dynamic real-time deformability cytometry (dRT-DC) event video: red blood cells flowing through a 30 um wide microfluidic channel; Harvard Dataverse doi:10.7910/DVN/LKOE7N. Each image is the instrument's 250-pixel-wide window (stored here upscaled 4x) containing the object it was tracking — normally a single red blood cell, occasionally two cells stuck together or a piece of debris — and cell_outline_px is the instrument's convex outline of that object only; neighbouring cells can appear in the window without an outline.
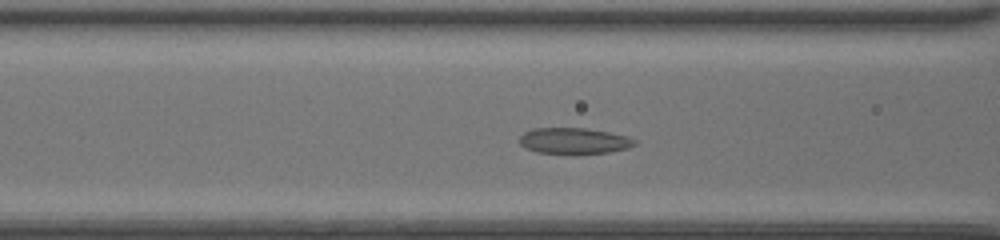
{"species": "common noctule bat (a hibernating species)", "species_latin": "Nyctalus noctula", "temperature_condition": "room temperature", "stored_images_in_passage": 8, "camera_frame_rate_fps": 3000, "um_per_image_px": 0.085, "animal": {"sex": "female", "body_mass_g": 20.0, "forearm_length_mm": 54.0}, "frame": {"image": 1, "passage_image": 6, "time_ms": 1.667, "image_size_px": [1000, 240], "cell_outline_px": [[636, 144], [628, 148], [608, 152], [572, 156], [536, 152], [524, 148], [520, 144], [520, 136], [524, 132], [532, 128], [584, 128], [608, 132], [628, 136], [636, 140]], "centroid_in_image_um": [48.76, 12.01], "position_along_channel_um": 117.8, "area_um2": 18.09}}